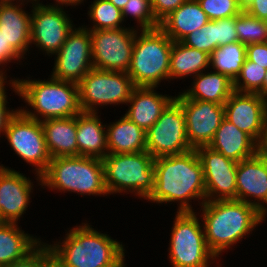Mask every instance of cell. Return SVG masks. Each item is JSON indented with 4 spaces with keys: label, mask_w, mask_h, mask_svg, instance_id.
Returning a JSON list of instances; mask_svg holds the SVG:
<instances>
[{
    "label": "cell",
    "mask_w": 267,
    "mask_h": 267,
    "mask_svg": "<svg viewBox=\"0 0 267 267\" xmlns=\"http://www.w3.org/2000/svg\"><path fill=\"white\" fill-rule=\"evenodd\" d=\"M145 201L158 206L176 203V212H197L196 206L206 201L203 166L197 151L156 158L154 189Z\"/></svg>",
    "instance_id": "1"
},
{
    "label": "cell",
    "mask_w": 267,
    "mask_h": 267,
    "mask_svg": "<svg viewBox=\"0 0 267 267\" xmlns=\"http://www.w3.org/2000/svg\"><path fill=\"white\" fill-rule=\"evenodd\" d=\"M85 219L65 229L63 237L51 242L45 239L51 257L61 267H127L129 246L92 226L89 218Z\"/></svg>",
    "instance_id": "2"
},
{
    "label": "cell",
    "mask_w": 267,
    "mask_h": 267,
    "mask_svg": "<svg viewBox=\"0 0 267 267\" xmlns=\"http://www.w3.org/2000/svg\"><path fill=\"white\" fill-rule=\"evenodd\" d=\"M197 212L208 248L219 261L266 223L255 206L237 199L205 201Z\"/></svg>",
    "instance_id": "3"
},
{
    "label": "cell",
    "mask_w": 267,
    "mask_h": 267,
    "mask_svg": "<svg viewBox=\"0 0 267 267\" xmlns=\"http://www.w3.org/2000/svg\"><path fill=\"white\" fill-rule=\"evenodd\" d=\"M32 77L28 74L23 78L17 77L16 81L19 101L25 103L19 106L24 115L41 122L76 116L82 111L76 83L57 80L50 75L44 80Z\"/></svg>",
    "instance_id": "4"
},
{
    "label": "cell",
    "mask_w": 267,
    "mask_h": 267,
    "mask_svg": "<svg viewBox=\"0 0 267 267\" xmlns=\"http://www.w3.org/2000/svg\"><path fill=\"white\" fill-rule=\"evenodd\" d=\"M41 189L84 198L110 197L105 186L102 159L85 156L51 158L41 175Z\"/></svg>",
    "instance_id": "5"
},
{
    "label": "cell",
    "mask_w": 267,
    "mask_h": 267,
    "mask_svg": "<svg viewBox=\"0 0 267 267\" xmlns=\"http://www.w3.org/2000/svg\"><path fill=\"white\" fill-rule=\"evenodd\" d=\"M154 160L147 151L108 153L102 162L109 196L130 194L145 201L154 189Z\"/></svg>",
    "instance_id": "6"
},
{
    "label": "cell",
    "mask_w": 267,
    "mask_h": 267,
    "mask_svg": "<svg viewBox=\"0 0 267 267\" xmlns=\"http://www.w3.org/2000/svg\"><path fill=\"white\" fill-rule=\"evenodd\" d=\"M173 41L160 29L138 30L127 74L134 86H169V64ZM163 81V82H162ZM162 83V85H161Z\"/></svg>",
    "instance_id": "7"
},
{
    "label": "cell",
    "mask_w": 267,
    "mask_h": 267,
    "mask_svg": "<svg viewBox=\"0 0 267 267\" xmlns=\"http://www.w3.org/2000/svg\"><path fill=\"white\" fill-rule=\"evenodd\" d=\"M174 214L167 248V260L170 266L224 267L208 248L198 212H174Z\"/></svg>",
    "instance_id": "8"
},
{
    "label": "cell",
    "mask_w": 267,
    "mask_h": 267,
    "mask_svg": "<svg viewBox=\"0 0 267 267\" xmlns=\"http://www.w3.org/2000/svg\"><path fill=\"white\" fill-rule=\"evenodd\" d=\"M77 85L81 110L94 113L106 107H126L135 87L126 72L94 68Z\"/></svg>",
    "instance_id": "9"
},
{
    "label": "cell",
    "mask_w": 267,
    "mask_h": 267,
    "mask_svg": "<svg viewBox=\"0 0 267 267\" xmlns=\"http://www.w3.org/2000/svg\"><path fill=\"white\" fill-rule=\"evenodd\" d=\"M4 138L2 140H7V145L19 161L31 167L29 173L41 176L46 171L51 156L40 121L27 117L19 110L8 122Z\"/></svg>",
    "instance_id": "10"
},
{
    "label": "cell",
    "mask_w": 267,
    "mask_h": 267,
    "mask_svg": "<svg viewBox=\"0 0 267 267\" xmlns=\"http://www.w3.org/2000/svg\"><path fill=\"white\" fill-rule=\"evenodd\" d=\"M31 10V51L36 48L44 57L52 58L66 41L68 33L74 28L72 17L69 14L70 8L47 7L40 4L29 6ZM69 9V11H67Z\"/></svg>",
    "instance_id": "11"
},
{
    "label": "cell",
    "mask_w": 267,
    "mask_h": 267,
    "mask_svg": "<svg viewBox=\"0 0 267 267\" xmlns=\"http://www.w3.org/2000/svg\"><path fill=\"white\" fill-rule=\"evenodd\" d=\"M193 149L187 140L182 106L174 99L146 131V151L154 158L177 155Z\"/></svg>",
    "instance_id": "12"
},
{
    "label": "cell",
    "mask_w": 267,
    "mask_h": 267,
    "mask_svg": "<svg viewBox=\"0 0 267 267\" xmlns=\"http://www.w3.org/2000/svg\"><path fill=\"white\" fill-rule=\"evenodd\" d=\"M94 69L126 72L129 69L137 29L89 30Z\"/></svg>",
    "instance_id": "13"
},
{
    "label": "cell",
    "mask_w": 267,
    "mask_h": 267,
    "mask_svg": "<svg viewBox=\"0 0 267 267\" xmlns=\"http://www.w3.org/2000/svg\"><path fill=\"white\" fill-rule=\"evenodd\" d=\"M52 78L78 84L93 69L89 29L76 24L60 50L53 55Z\"/></svg>",
    "instance_id": "14"
},
{
    "label": "cell",
    "mask_w": 267,
    "mask_h": 267,
    "mask_svg": "<svg viewBox=\"0 0 267 267\" xmlns=\"http://www.w3.org/2000/svg\"><path fill=\"white\" fill-rule=\"evenodd\" d=\"M36 181L31 179L22 171H17L13 167L4 166L0 163V220L7 223H20L23 221L24 214L28 215V207L34 190H41V176H33ZM36 183V185H35ZM39 186V187H38ZM35 187V188H34ZM38 188V189H37ZM40 189V190H39ZM27 211V212H26ZM22 218V219H21Z\"/></svg>",
    "instance_id": "15"
},
{
    "label": "cell",
    "mask_w": 267,
    "mask_h": 267,
    "mask_svg": "<svg viewBox=\"0 0 267 267\" xmlns=\"http://www.w3.org/2000/svg\"><path fill=\"white\" fill-rule=\"evenodd\" d=\"M175 100L182 106L186 120L187 140L193 149L208 146L225 118L224 105L214 102L191 100L180 91Z\"/></svg>",
    "instance_id": "16"
},
{
    "label": "cell",
    "mask_w": 267,
    "mask_h": 267,
    "mask_svg": "<svg viewBox=\"0 0 267 267\" xmlns=\"http://www.w3.org/2000/svg\"><path fill=\"white\" fill-rule=\"evenodd\" d=\"M195 150L203 166L206 201L236 199L237 162L209 146Z\"/></svg>",
    "instance_id": "17"
},
{
    "label": "cell",
    "mask_w": 267,
    "mask_h": 267,
    "mask_svg": "<svg viewBox=\"0 0 267 267\" xmlns=\"http://www.w3.org/2000/svg\"><path fill=\"white\" fill-rule=\"evenodd\" d=\"M224 109L225 118L257 143L267 122V100L257 93L234 91Z\"/></svg>",
    "instance_id": "18"
},
{
    "label": "cell",
    "mask_w": 267,
    "mask_h": 267,
    "mask_svg": "<svg viewBox=\"0 0 267 267\" xmlns=\"http://www.w3.org/2000/svg\"><path fill=\"white\" fill-rule=\"evenodd\" d=\"M236 186V199L262 213L267 208V162L257 153L238 162Z\"/></svg>",
    "instance_id": "19"
},
{
    "label": "cell",
    "mask_w": 267,
    "mask_h": 267,
    "mask_svg": "<svg viewBox=\"0 0 267 267\" xmlns=\"http://www.w3.org/2000/svg\"><path fill=\"white\" fill-rule=\"evenodd\" d=\"M159 87L135 86L128 100L125 113L133 123L147 131L158 120L175 94H164ZM158 90V91H157Z\"/></svg>",
    "instance_id": "20"
},
{
    "label": "cell",
    "mask_w": 267,
    "mask_h": 267,
    "mask_svg": "<svg viewBox=\"0 0 267 267\" xmlns=\"http://www.w3.org/2000/svg\"><path fill=\"white\" fill-rule=\"evenodd\" d=\"M27 6L29 5L0 4V33L6 44H9L23 61L29 62L27 59L31 51V11L28 12Z\"/></svg>",
    "instance_id": "21"
},
{
    "label": "cell",
    "mask_w": 267,
    "mask_h": 267,
    "mask_svg": "<svg viewBox=\"0 0 267 267\" xmlns=\"http://www.w3.org/2000/svg\"><path fill=\"white\" fill-rule=\"evenodd\" d=\"M101 114L81 111L77 115L78 156L103 159L108 154L106 123Z\"/></svg>",
    "instance_id": "22"
},
{
    "label": "cell",
    "mask_w": 267,
    "mask_h": 267,
    "mask_svg": "<svg viewBox=\"0 0 267 267\" xmlns=\"http://www.w3.org/2000/svg\"><path fill=\"white\" fill-rule=\"evenodd\" d=\"M191 81V83H190ZM189 87L180 89L188 99L214 102L220 105L234 92L233 81L224 74L211 69L205 70L188 80Z\"/></svg>",
    "instance_id": "23"
},
{
    "label": "cell",
    "mask_w": 267,
    "mask_h": 267,
    "mask_svg": "<svg viewBox=\"0 0 267 267\" xmlns=\"http://www.w3.org/2000/svg\"><path fill=\"white\" fill-rule=\"evenodd\" d=\"M208 146L237 163L257 153V143L226 118Z\"/></svg>",
    "instance_id": "24"
},
{
    "label": "cell",
    "mask_w": 267,
    "mask_h": 267,
    "mask_svg": "<svg viewBox=\"0 0 267 267\" xmlns=\"http://www.w3.org/2000/svg\"><path fill=\"white\" fill-rule=\"evenodd\" d=\"M51 158L78 156L77 115L41 121Z\"/></svg>",
    "instance_id": "25"
},
{
    "label": "cell",
    "mask_w": 267,
    "mask_h": 267,
    "mask_svg": "<svg viewBox=\"0 0 267 267\" xmlns=\"http://www.w3.org/2000/svg\"><path fill=\"white\" fill-rule=\"evenodd\" d=\"M209 22L207 14L197 0H187L172 11L161 22L159 28L173 41L179 42L185 36L200 29Z\"/></svg>",
    "instance_id": "26"
},
{
    "label": "cell",
    "mask_w": 267,
    "mask_h": 267,
    "mask_svg": "<svg viewBox=\"0 0 267 267\" xmlns=\"http://www.w3.org/2000/svg\"><path fill=\"white\" fill-rule=\"evenodd\" d=\"M208 69H210L209 54L189 47L181 41L173 42L170 53L169 84L178 80H182V84Z\"/></svg>",
    "instance_id": "27"
},
{
    "label": "cell",
    "mask_w": 267,
    "mask_h": 267,
    "mask_svg": "<svg viewBox=\"0 0 267 267\" xmlns=\"http://www.w3.org/2000/svg\"><path fill=\"white\" fill-rule=\"evenodd\" d=\"M106 122L108 153L124 154L146 151V131L124 114Z\"/></svg>",
    "instance_id": "28"
},
{
    "label": "cell",
    "mask_w": 267,
    "mask_h": 267,
    "mask_svg": "<svg viewBox=\"0 0 267 267\" xmlns=\"http://www.w3.org/2000/svg\"><path fill=\"white\" fill-rule=\"evenodd\" d=\"M42 240V237L26 232L18 223H0V267L23 259Z\"/></svg>",
    "instance_id": "29"
},
{
    "label": "cell",
    "mask_w": 267,
    "mask_h": 267,
    "mask_svg": "<svg viewBox=\"0 0 267 267\" xmlns=\"http://www.w3.org/2000/svg\"><path fill=\"white\" fill-rule=\"evenodd\" d=\"M247 57L246 45L233 42L216 48L210 55V69L224 74L233 82Z\"/></svg>",
    "instance_id": "30"
},
{
    "label": "cell",
    "mask_w": 267,
    "mask_h": 267,
    "mask_svg": "<svg viewBox=\"0 0 267 267\" xmlns=\"http://www.w3.org/2000/svg\"><path fill=\"white\" fill-rule=\"evenodd\" d=\"M87 19L88 25L84 23L83 26L89 30H106V29H120L129 26L126 25L121 9L117 8L109 0H93L88 2ZM85 24V25H84Z\"/></svg>",
    "instance_id": "31"
},
{
    "label": "cell",
    "mask_w": 267,
    "mask_h": 267,
    "mask_svg": "<svg viewBox=\"0 0 267 267\" xmlns=\"http://www.w3.org/2000/svg\"><path fill=\"white\" fill-rule=\"evenodd\" d=\"M238 41L244 45L267 42V23L245 10L235 16Z\"/></svg>",
    "instance_id": "32"
},
{
    "label": "cell",
    "mask_w": 267,
    "mask_h": 267,
    "mask_svg": "<svg viewBox=\"0 0 267 267\" xmlns=\"http://www.w3.org/2000/svg\"><path fill=\"white\" fill-rule=\"evenodd\" d=\"M121 11L125 24H127L128 20L132 19L129 22V26L137 30H151L160 26V23L154 17L149 0H128ZM131 21H134V26L131 25Z\"/></svg>",
    "instance_id": "33"
},
{
    "label": "cell",
    "mask_w": 267,
    "mask_h": 267,
    "mask_svg": "<svg viewBox=\"0 0 267 267\" xmlns=\"http://www.w3.org/2000/svg\"><path fill=\"white\" fill-rule=\"evenodd\" d=\"M265 75V68L256 65L246 58L239 75L233 82L234 91L240 93H257L263 97V81Z\"/></svg>",
    "instance_id": "34"
},
{
    "label": "cell",
    "mask_w": 267,
    "mask_h": 267,
    "mask_svg": "<svg viewBox=\"0 0 267 267\" xmlns=\"http://www.w3.org/2000/svg\"><path fill=\"white\" fill-rule=\"evenodd\" d=\"M181 42L211 55L216 49V20H209L200 29L194 30L185 36Z\"/></svg>",
    "instance_id": "35"
},
{
    "label": "cell",
    "mask_w": 267,
    "mask_h": 267,
    "mask_svg": "<svg viewBox=\"0 0 267 267\" xmlns=\"http://www.w3.org/2000/svg\"><path fill=\"white\" fill-rule=\"evenodd\" d=\"M209 20L238 16L243 10L238 0H197Z\"/></svg>",
    "instance_id": "36"
},
{
    "label": "cell",
    "mask_w": 267,
    "mask_h": 267,
    "mask_svg": "<svg viewBox=\"0 0 267 267\" xmlns=\"http://www.w3.org/2000/svg\"><path fill=\"white\" fill-rule=\"evenodd\" d=\"M7 87L10 89H8ZM9 91H11L12 94L14 92L15 95L19 96L17 82L0 83V140L5 135L8 122L19 111L18 106L17 108H14V107H11V105H9L10 103L9 101H11V96H8V94L10 95ZM0 142H3V141H0Z\"/></svg>",
    "instance_id": "37"
},
{
    "label": "cell",
    "mask_w": 267,
    "mask_h": 267,
    "mask_svg": "<svg viewBox=\"0 0 267 267\" xmlns=\"http://www.w3.org/2000/svg\"><path fill=\"white\" fill-rule=\"evenodd\" d=\"M22 60L23 59L9 46V44H6L5 38L0 33V83H14L17 81V76L15 78L14 74H12L13 77L11 74L8 75L10 72V63L17 64V67L20 65L22 69V65L25 62Z\"/></svg>",
    "instance_id": "38"
},
{
    "label": "cell",
    "mask_w": 267,
    "mask_h": 267,
    "mask_svg": "<svg viewBox=\"0 0 267 267\" xmlns=\"http://www.w3.org/2000/svg\"><path fill=\"white\" fill-rule=\"evenodd\" d=\"M51 251L45 240H42L23 259L3 267H43L51 259Z\"/></svg>",
    "instance_id": "39"
},
{
    "label": "cell",
    "mask_w": 267,
    "mask_h": 267,
    "mask_svg": "<svg viewBox=\"0 0 267 267\" xmlns=\"http://www.w3.org/2000/svg\"><path fill=\"white\" fill-rule=\"evenodd\" d=\"M238 42L235 16L216 20V48Z\"/></svg>",
    "instance_id": "40"
},
{
    "label": "cell",
    "mask_w": 267,
    "mask_h": 267,
    "mask_svg": "<svg viewBox=\"0 0 267 267\" xmlns=\"http://www.w3.org/2000/svg\"><path fill=\"white\" fill-rule=\"evenodd\" d=\"M187 0H151V7L156 20L160 23L172 11Z\"/></svg>",
    "instance_id": "41"
},
{
    "label": "cell",
    "mask_w": 267,
    "mask_h": 267,
    "mask_svg": "<svg viewBox=\"0 0 267 267\" xmlns=\"http://www.w3.org/2000/svg\"><path fill=\"white\" fill-rule=\"evenodd\" d=\"M247 59L267 70V42L246 45Z\"/></svg>",
    "instance_id": "42"
},
{
    "label": "cell",
    "mask_w": 267,
    "mask_h": 267,
    "mask_svg": "<svg viewBox=\"0 0 267 267\" xmlns=\"http://www.w3.org/2000/svg\"><path fill=\"white\" fill-rule=\"evenodd\" d=\"M240 6L250 15L267 21V0H242Z\"/></svg>",
    "instance_id": "43"
},
{
    "label": "cell",
    "mask_w": 267,
    "mask_h": 267,
    "mask_svg": "<svg viewBox=\"0 0 267 267\" xmlns=\"http://www.w3.org/2000/svg\"><path fill=\"white\" fill-rule=\"evenodd\" d=\"M49 1H51V0H49ZM87 1L88 0H53V2L51 1L50 3L49 2H47V3H44L43 2V0H37V4H40V5H42V6H47V7H64V8H68L69 6V8H76L77 9V7L78 6H82V5H84L85 6V4H87ZM84 2H85V4H84Z\"/></svg>",
    "instance_id": "44"
},
{
    "label": "cell",
    "mask_w": 267,
    "mask_h": 267,
    "mask_svg": "<svg viewBox=\"0 0 267 267\" xmlns=\"http://www.w3.org/2000/svg\"><path fill=\"white\" fill-rule=\"evenodd\" d=\"M257 154L267 162V122L257 141Z\"/></svg>",
    "instance_id": "45"
},
{
    "label": "cell",
    "mask_w": 267,
    "mask_h": 267,
    "mask_svg": "<svg viewBox=\"0 0 267 267\" xmlns=\"http://www.w3.org/2000/svg\"><path fill=\"white\" fill-rule=\"evenodd\" d=\"M33 6L37 3V0H0V4H23Z\"/></svg>",
    "instance_id": "46"
},
{
    "label": "cell",
    "mask_w": 267,
    "mask_h": 267,
    "mask_svg": "<svg viewBox=\"0 0 267 267\" xmlns=\"http://www.w3.org/2000/svg\"><path fill=\"white\" fill-rule=\"evenodd\" d=\"M111 3H113L117 8L123 9V7L126 5L128 0H109Z\"/></svg>",
    "instance_id": "47"
},
{
    "label": "cell",
    "mask_w": 267,
    "mask_h": 267,
    "mask_svg": "<svg viewBox=\"0 0 267 267\" xmlns=\"http://www.w3.org/2000/svg\"><path fill=\"white\" fill-rule=\"evenodd\" d=\"M263 98L267 100V70L263 81Z\"/></svg>",
    "instance_id": "48"
},
{
    "label": "cell",
    "mask_w": 267,
    "mask_h": 267,
    "mask_svg": "<svg viewBox=\"0 0 267 267\" xmlns=\"http://www.w3.org/2000/svg\"><path fill=\"white\" fill-rule=\"evenodd\" d=\"M43 267H61L53 258H51Z\"/></svg>",
    "instance_id": "49"
},
{
    "label": "cell",
    "mask_w": 267,
    "mask_h": 267,
    "mask_svg": "<svg viewBox=\"0 0 267 267\" xmlns=\"http://www.w3.org/2000/svg\"><path fill=\"white\" fill-rule=\"evenodd\" d=\"M261 214H262L264 220L266 221L267 220L266 219L267 218V208Z\"/></svg>",
    "instance_id": "50"
}]
</instances>
